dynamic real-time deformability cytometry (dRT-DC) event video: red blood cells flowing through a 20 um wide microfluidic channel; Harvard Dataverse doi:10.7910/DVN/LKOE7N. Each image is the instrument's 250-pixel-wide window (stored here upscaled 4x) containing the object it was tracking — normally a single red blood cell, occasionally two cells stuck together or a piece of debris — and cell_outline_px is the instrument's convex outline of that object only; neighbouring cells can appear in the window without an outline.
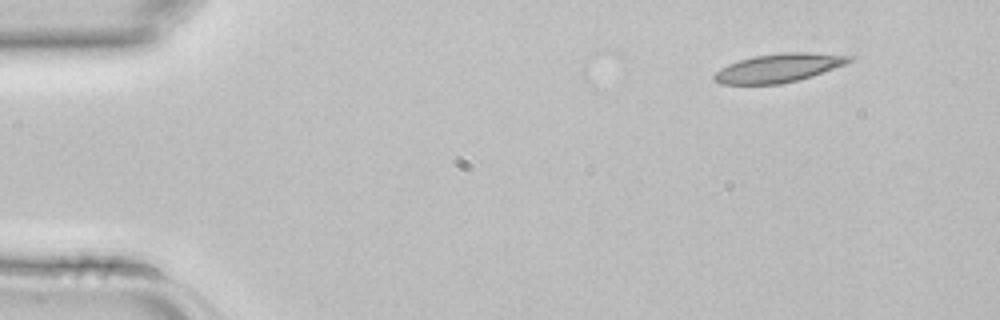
{"species": "common noctule bat (a hibernating species)", "species_latin": "Nyctalus noctula", "temperature_condition": "room temperature", "stored_images_in_passage": 4, "camera_frame_rate_fps": 3000, "um_per_image_px": 0.085, "animal": {"sex": "female", "body_mass_g": 22.7, "forearm_length_mm": 54.2}, "frame": {"image": 1, "passage_image": 1, "time_ms": 0.0, "image_size_px": [1000, 320], "cell_outline_px": [[856, 56], [852, 60], [844, 64], [812, 76], [780, 84], [720, 84], [712, 80], [712, 76], [720, 68], [728, 64], [740, 60], [756, 56], [784, 52], [808, 52]], "centroid_in_image_um": [66.16, 5.77], "position_along_channel_um": 18.8, "area_um2": 22.37}}
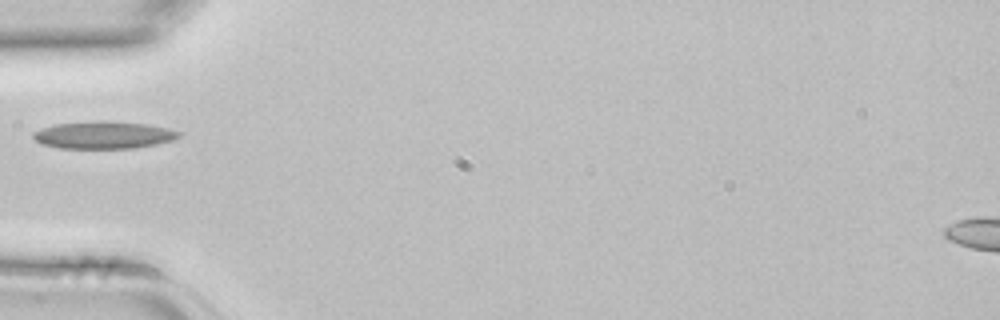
{"frame": {"image": 2, "passage_image": 4, "time_ms": 1.0, "image_size_px": [1000, 320], "cell_outline_px": [[184, 132], [180, 136], [172, 140], [156, 144], [136, 148], [60, 148], [44, 144], [36, 140], [32, 136], [32, 132], [56, 124], [104, 120], [148, 124], [168, 128]], "centroid_in_image_um": [8.87, 11.47], "position_along_channel_um": 76.1, "area_um2": 23.18}}